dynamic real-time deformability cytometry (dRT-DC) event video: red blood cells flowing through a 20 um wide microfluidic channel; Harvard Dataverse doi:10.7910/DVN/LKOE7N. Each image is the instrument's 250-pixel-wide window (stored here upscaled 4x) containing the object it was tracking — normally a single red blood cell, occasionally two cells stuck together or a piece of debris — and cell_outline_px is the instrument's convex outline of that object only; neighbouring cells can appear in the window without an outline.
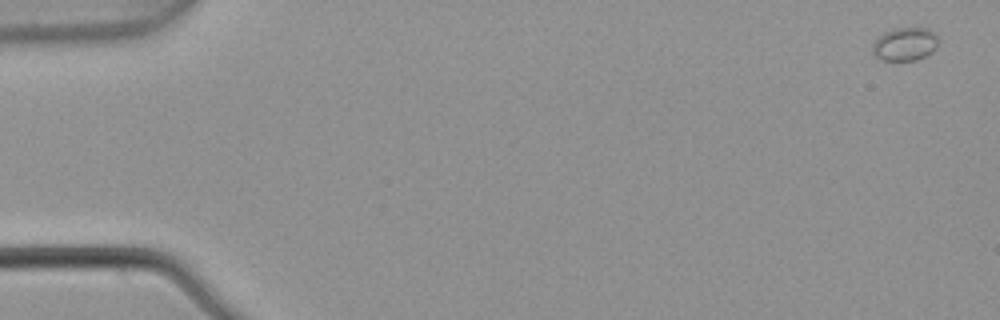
{"species": "common noctule bat (a hibernating species)", "species_latin": "Nyctalus noctula", "temperature_condition": "warm", "stored_images_in_passage": 5, "camera_frame_rate_fps": 3000, "um_per_image_px": 0.085, "animal": {"sex": "male", "body_mass_g": 21.5, "forearm_length_mm": 52.0}, "frame": {"image": 1, "passage_image": 1, "time_ms": 0.0, "image_size_px": [1000, 320], "cell_outline_px": [[940, 40], [936, 48], [932, 52], [916, 60], [880, 60], [872, 52], [872, 44], [884, 32], [896, 28], [928, 28], [936, 32]], "centroid_in_image_um": [76.96, 3.74], "position_along_channel_um": 8.0, "area_um2": 12.89}}